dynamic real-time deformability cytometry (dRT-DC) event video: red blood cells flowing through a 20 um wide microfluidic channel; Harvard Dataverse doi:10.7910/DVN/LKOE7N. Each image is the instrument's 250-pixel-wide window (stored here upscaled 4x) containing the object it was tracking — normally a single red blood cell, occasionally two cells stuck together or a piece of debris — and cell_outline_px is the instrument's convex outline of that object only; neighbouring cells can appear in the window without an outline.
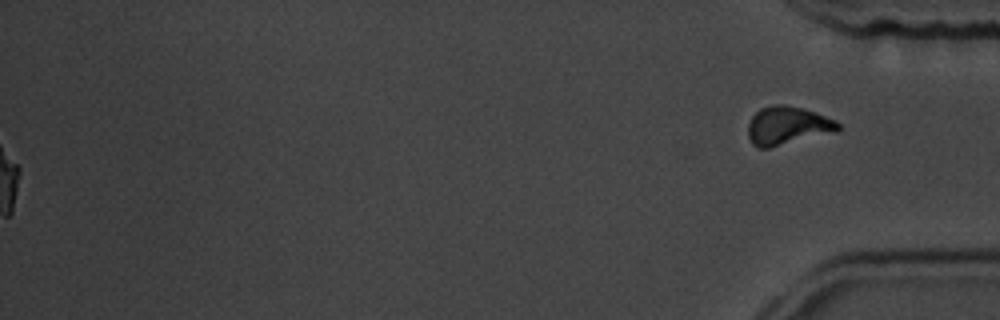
{"species": "common noctule bat (a hibernating species)", "species_latin": "Nyctalus noctula", "temperature_condition": "room temperature", "stored_images_in_passage": 57, "segment_of_instrument_passage": [2, 2], "camera_frame_rate_fps": 3000, "um_per_image_px": 0.085, "animal": {"sex": "male", "body_mass_g": 19.5, "forearm_length_mm": 54.6}, "frame": {"image": 1, "passage_image": 57, "time_ms": 18.667, "image_size_px": [1000, 320], "cell_outline_px": [[840, 128], [836, 132], [768, 148], [756, 148], [752, 144], [748, 136], [748, 124], [752, 116], [760, 108], [772, 104], [784, 104], [816, 112], [836, 120], [840, 124]], "centroid_in_image_um": [66.93, 10.68], "position_along_channel_um": 368.3, "area_um2": 20.23}}